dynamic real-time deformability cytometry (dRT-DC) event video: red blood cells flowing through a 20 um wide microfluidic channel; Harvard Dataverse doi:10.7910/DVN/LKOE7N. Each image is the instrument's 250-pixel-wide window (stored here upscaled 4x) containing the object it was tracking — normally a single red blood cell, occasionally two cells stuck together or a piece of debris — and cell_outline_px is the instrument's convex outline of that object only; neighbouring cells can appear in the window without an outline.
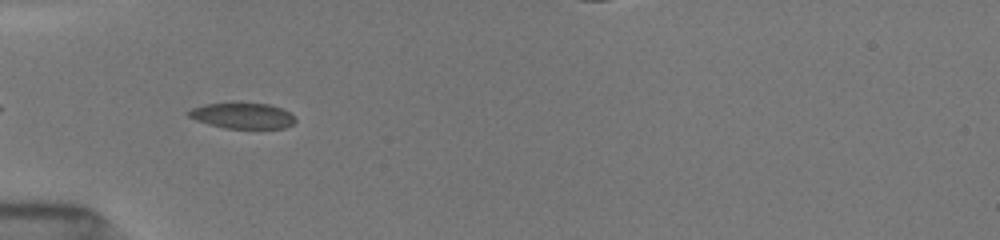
{"species": "common noctule bat (a hibernating species)", "species_latin": "Nyctalus noctula", "temperature_condition": "room temperature", "stored_images_in_passage": 12, "segment_of_instrument_passage": [2, 2], "camera_frame_rate_fps": 3000, "um_per_image_px": 0.085, "animal": {"sex": "female", "body_mass_g": 19.5, "forearm_length_mm": 54.1}, "frame": {"image": 1, "passage_image": 10, "time_ms": 5.667, "image_size_px": [1000, 240], "cell_outline_px": [[296, 120], [292, 124], [284, 128], [224, 128], [208, 124], [196, 120], [188, 116], [184, 112], [192, 108], [204, 104], [232, 100], [268, 104], [280, 108], [288, 112]], "centroid_in_image_um": [20.52, 9.79], "position_along_channel_um": 64.5, "area_um2": 16.59}}
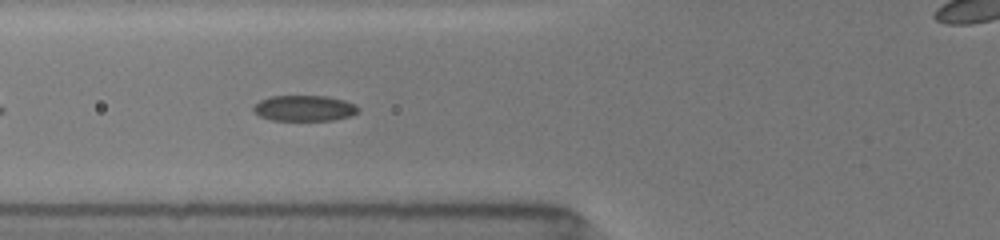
{"frame": {"image": 2, "passage_image": 12, "time_ms": 6.667, "image_size_px": [1000, 240], "cell_outline_px": [[360, 112], [352, 116], [332, 120], [272, 120], [260, 116], [252, 108], [260, 100], [268, 96], [328, 96], [344, 100], [356, 104], [360, 108]], "centroid_in_image_um": [25.93, 9.19], "position_along_channel_um": 99.9, "area_um2": 15.84}}